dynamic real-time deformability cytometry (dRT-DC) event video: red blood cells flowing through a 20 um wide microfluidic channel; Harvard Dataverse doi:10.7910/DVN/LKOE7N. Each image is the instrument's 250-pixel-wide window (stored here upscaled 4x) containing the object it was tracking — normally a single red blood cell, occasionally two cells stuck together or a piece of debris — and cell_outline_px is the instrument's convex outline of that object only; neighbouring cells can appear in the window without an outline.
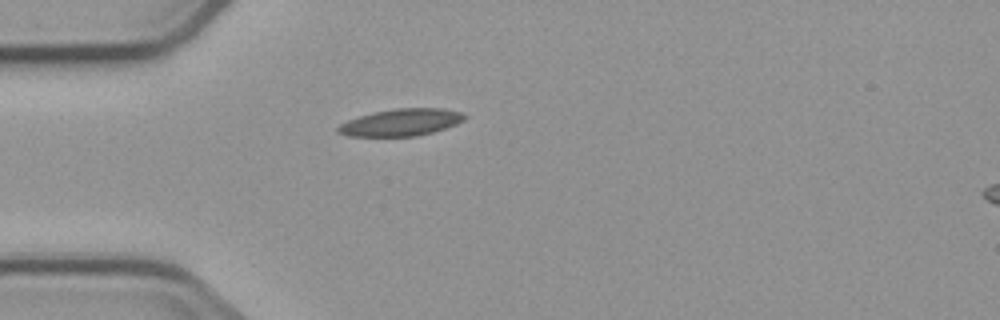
{"species": "common noctule bat (a hibernating species)", "species_latin": "Nyctalus noctula", "temperature_condition": "cold", "stored_images_in_passage": 1, "camera_frame_rate_fps": 3000, "um_per_image_px": 0.085, "animal": {"sex": "male", "body_mass_g": 23.1, "forearm_length_mm": 52.7}, "frame": {"image": 1, "passage_image": 1, "time_ms": 0.0, "image_size_px": [1000, 320], "cell_outline_px": [[468, 116], [464, 120], [456, 124], [432, 132], [416, 136], [348, 136], [336, 132], [336, 128], [340, 124], [348, 120], [372, 112], [396, 108], [444, 108], [460, 112]], "centroid_in_image_um": [34.08, 10.4], "position_along_channel_um": 50.9, "area_um2": 19.94}}